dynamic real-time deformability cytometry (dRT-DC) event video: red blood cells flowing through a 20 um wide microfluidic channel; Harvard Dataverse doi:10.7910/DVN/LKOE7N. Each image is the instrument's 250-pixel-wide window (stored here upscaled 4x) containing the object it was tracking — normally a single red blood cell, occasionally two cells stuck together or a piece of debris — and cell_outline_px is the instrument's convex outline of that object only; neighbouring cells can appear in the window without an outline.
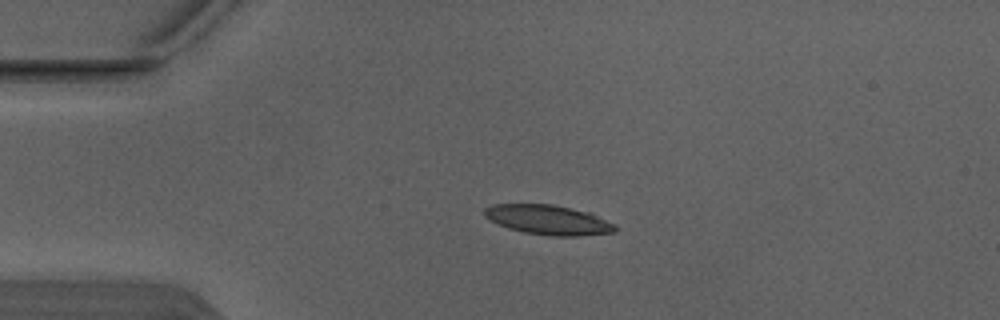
{"species": "Egyptian fruit bat (a non-hibernating species)", "species_latin": "Rousettus aegyptiacus", "temperature_condition": "warm", "stored_images_in_passage": 6, "camera_frame_rate_fps": 3000, "um_per_image_px": 0.085, "animal": {"sex": "male"}, "frame": {"image": 1, "passage_image": 3, "time_ms": 0.667, "image_size_px": [1000, 320], "cell_outline_px": [[616, 232], [576, 236], [552, 236], [524, 232], [508, 228], [484, 216], [484, 208], [492, 204], [552, 204], [588, 212], [616, 224]], "centroid_in_image_um": [46.61, 18.68], "position_along_channel_um": 38.4, "area_um2": 22.43}}
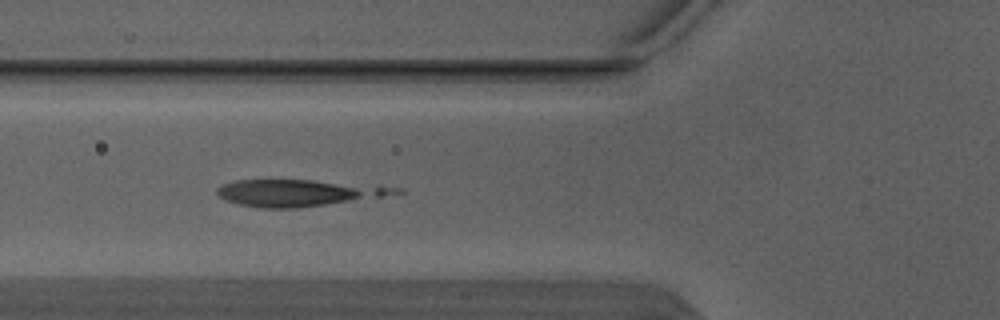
{"frame": {"image": 2, "passage_image": 5, "time_ms": 1.333, "image_size_px": [1000, 320], "cell_outline_px": [[404, 192], [380, 196], [296, 208], [260, 208], [240, 204], [228, 200], [220, 196], [216, 192], [216, 188], [224, 184], [236, 180], [312, 180], [404, 188]], "centroid_in_image_um": [25.31, 16.38], "position_along_channel_um": 100.5, "area_um2": 26.99}}